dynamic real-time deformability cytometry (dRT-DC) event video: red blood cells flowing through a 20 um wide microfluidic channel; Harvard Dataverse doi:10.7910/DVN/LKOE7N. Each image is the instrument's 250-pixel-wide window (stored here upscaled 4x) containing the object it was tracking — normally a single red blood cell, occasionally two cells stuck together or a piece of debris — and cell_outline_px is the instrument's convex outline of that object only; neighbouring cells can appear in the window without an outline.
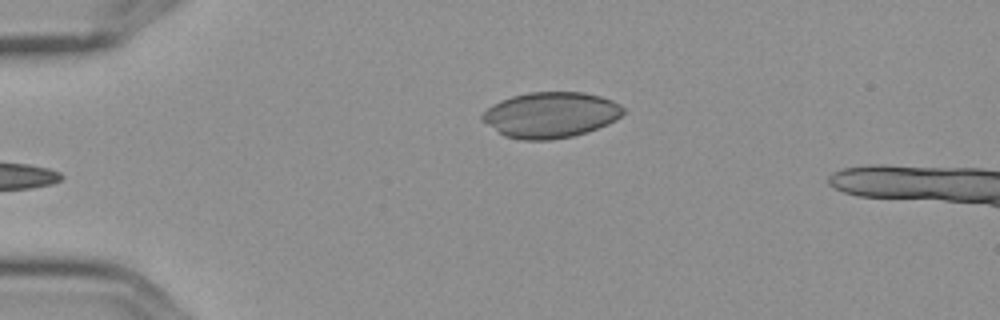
{"species": "Egyptian fruit bat (a non-hibernating species)", "species_latin": "Rousettus aegyptiacus", "temperature_condition": "cold", "stored_images_in_passage": 5, "camera_frame_rate_fps": 3000, "um_per_image_px": 0.085, "frame": {"image": 1, "passage_image": 5, "time_ms": 1.333, "image_size_px": [1000, 320], "cell_outline_px": [[624, 112], [616, 120], [608, 124], [588, 132], [572, 136], [548, 140], [520, 140], [504, 136], [480, 120], [480, 116], [492, 104], [500, 100], [512, 96], [528, 92], [584, 92], [600, 96], [612, 100], [620, 104], [624, 108]], "centroid_in_image_um": [46.79, 9.77], "position_along_channel_um": 38.2, "area_um2": 37.8}}